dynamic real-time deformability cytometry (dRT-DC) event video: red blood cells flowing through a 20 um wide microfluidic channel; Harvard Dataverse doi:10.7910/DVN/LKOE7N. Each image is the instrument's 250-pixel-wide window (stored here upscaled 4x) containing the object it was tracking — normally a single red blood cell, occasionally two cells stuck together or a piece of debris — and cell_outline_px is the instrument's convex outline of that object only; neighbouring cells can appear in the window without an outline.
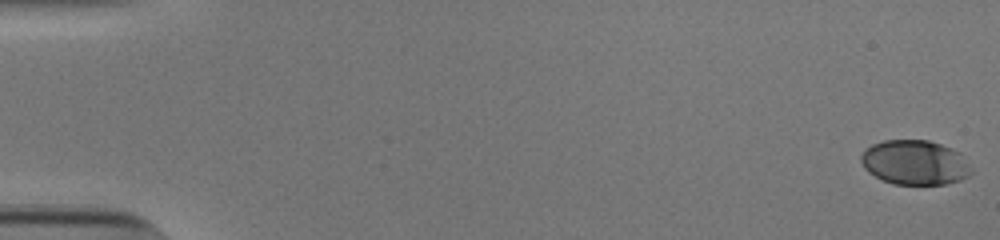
{"species": "human", "species_latin": "Homo sapiens", "temperature_condition": "cold", "stored_images_in_passage": 54, "camera_frame_rate_fps": 3000, "um_per_image_px": 0.085, "donor": {"sex": "male"}, "frame": {"image": 1, "passage_image": 1, "time_ms": 0.0, "image_size_px": [1000, 240], "cell_outline_px": [[972, 172], [968, 176], [960, 180], [948, 184], [892, 184], [868, 172], [864, 168], [860, 160], [860, 156], [864, 148], [872, 144], [884, 140], [928, 140], [940, 144], [960, 152]], "centroid_in_image_um": [77.73, 13.81], "position_along_channel_um": 7.3, "area_um2": 28.67}}
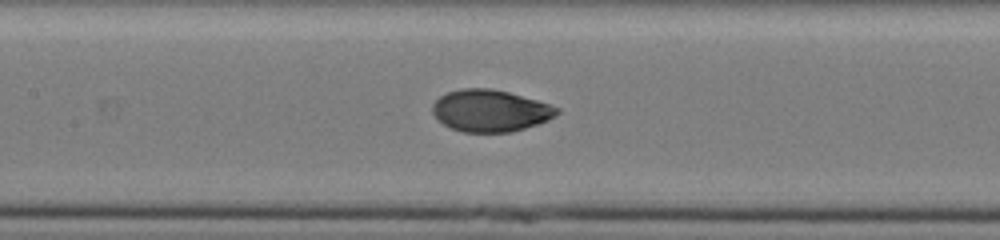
{"frame": {"image": 2, "passage_image": 27, "time_ms": 8.667, "image_size_px": [1000, 240], "cell_outline_px": [[560, 112], [556, 116], [548, 120], [512, 132], [464, 132], [452, 128], [444, 124], [432, 112], [432, 104], [440, 96], [448, 92], [460, 88], [492, 88], [508, 92], [552, 104], [560, 108]], "centroid_in_image_um": [41.7, 9.4], "position_along_channel_um": 165.7, "area_um2": 30.4}}
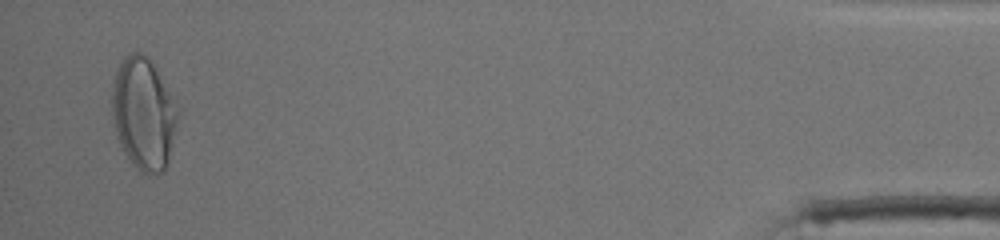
{"frame": {"image": 3, "passage_image": 53, "time_ms": 17.333, "image_size_px": [1000, 240], "cell_outline_px": [[184, 108], [164, 168], [156, 176], [140, 172], [132, 164], [124, 152], [116, 136], [112, 124], [112, 88], [116, 68], [120, 60], [124, 56], [132, 52], [140, 52], [156, 68]], "centroid_in_image_um": [12.25, 9.64], "position_along_channel_um": 423.0, "area_um2": 44.27}, "authors_computed_cell_mechanics": {"area_um2": 30.4606, "velocity_mm_per_s": 3.8392, "shape_relaxation_time_tau1_ms": 4.0897, "shape_relaxation_time_tau2_ms": null, "deformation_change_tau1": 0.1757, "deformation_change_tau2": null}}